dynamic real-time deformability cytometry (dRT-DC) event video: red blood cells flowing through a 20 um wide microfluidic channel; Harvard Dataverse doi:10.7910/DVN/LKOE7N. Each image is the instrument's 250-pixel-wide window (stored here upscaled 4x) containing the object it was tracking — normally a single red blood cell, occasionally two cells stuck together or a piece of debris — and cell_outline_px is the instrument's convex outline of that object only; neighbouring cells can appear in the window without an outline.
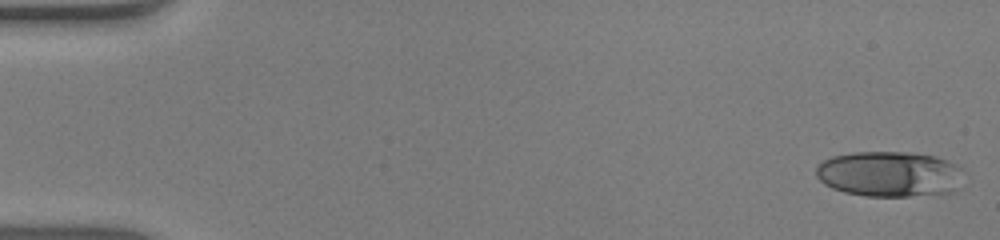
{"species": "human", "species_latin": "Homo sapiens", "temperature_condition": "warm", "stored_images_in_passage": 52, "camera_frame_rate_fps": 3000, "um_per_image_px": 0.085, "donor": {"sex": "male"}, "frame": {"image": 1, "passage_image": 1, "time_ms": 0.0, "image_size_px": [1000, 240], "cell_outline_px": [[964, 188], [956, 192], [908, 196], [864, 196], [844, 192], [832, 188], [824, 184], [816, 176], [816, 164], [832, 156], [852, 152], [912, 152], [936, 156], [956, 164], [964, 168]], "centroid_in_image_um": [75.69, 14.8], "position_along_channel_um": 9.3, "area_um2": 40.17}}
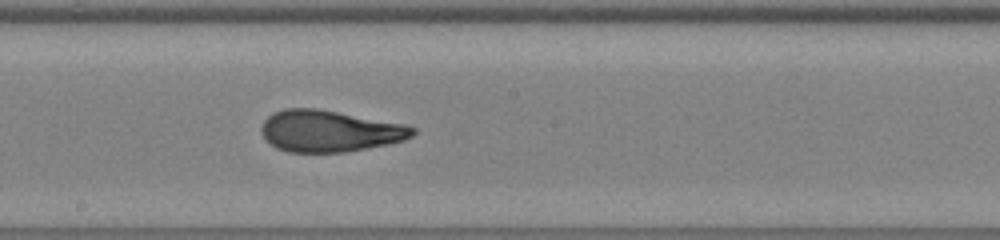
{"frame": {"image": 2, "passage_image": 29, "time_ms": 9.333, "image_size_px": [1000, 240], "cell_outline_px": [[416, 132], [412, 136], [404, 140], [388, 144], [344, 152], [288, 152], [276, 148], [260, 132], [260, 128], [264, 120], [272, 112], [284, 108], [316, 108], [408, 124], [416, 128]], "centroid_in_image_um": [28.02, 11.13], "position_along_channel_um": 220.2, "area_um2": 36.82}}
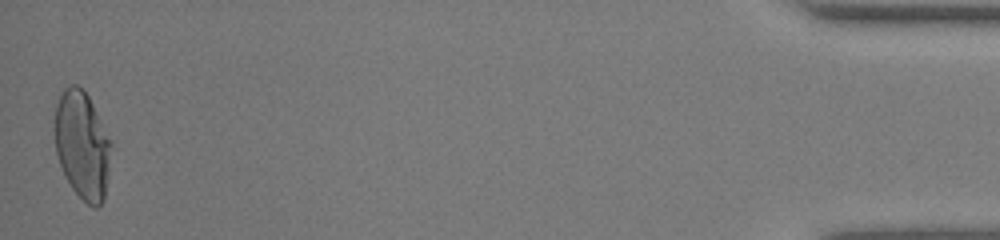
{"frame": {"image": 3, "passage_image": 52, "time_ms": 17.0, "image_size_px": [1000, 240], "cell_outline_px": [[112, 144], [104, 200], [96, 208], [92, 208], [72, 188], [64, 176], [56, 152], [56, 104], [64, 88], [72, 84], [76, 84], [88, 96], [112, 140]], "centroid_in_image_um": [7.01, 12.35], "position_along_channel_um": 428.2, "area_um2": 35.14}, "authors_computed_cell_mechanics": {"area_um2": 36.2695, "velocity_mm_per_s": 3.9177, "shape_relaxation_time_tau1_ms": 9.3712, "shape_relaxation_time_tau2_ms": 1.2802, "deformation_change_tau1": 0.3979, "deformation_change_tau2": 0.093}}